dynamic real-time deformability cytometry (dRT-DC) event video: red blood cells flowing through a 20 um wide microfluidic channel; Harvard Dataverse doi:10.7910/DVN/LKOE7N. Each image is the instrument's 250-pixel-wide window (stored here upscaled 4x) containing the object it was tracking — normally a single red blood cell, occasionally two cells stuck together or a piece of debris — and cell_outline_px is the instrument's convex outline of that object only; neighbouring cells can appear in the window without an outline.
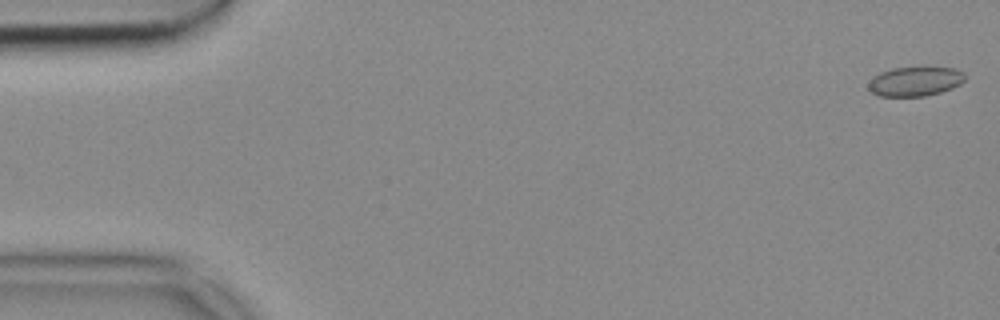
{"species": "common noctule bat (a hibernating species)", "species_latin": "Nyctalus noctula", "temperature_condition": "cold", "stored_images_in_passage": 53, "camera_frame_rate_fps": 3000, "um_per_image_px": 0.085, "animal": {"sex": "female", "body_mass_g": 18.4}, "frame": {"image": 1, "passage_image": 1, "time_ms": 0.0, "image_size_px": [1000, 320], "cell_outline_px": [[964, 80], [960, 84], [952, 88], [940, 92], [924, 96], [880, 96], [872, 92], [868, 88], [868, 84], [872, 76], [880, 72], [892, 68], [920, 64], [956, 68], [964, 72]], "centroid_in_image_um": [77.8, 6.85], "position_along_channel_um": 7.2, "area_um2": 17.34}}
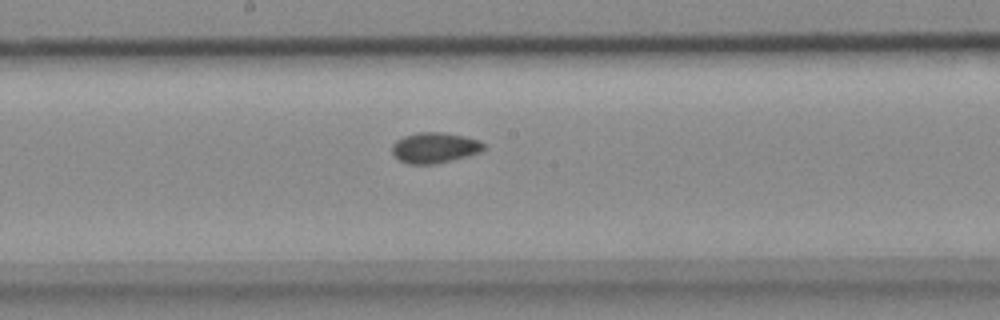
{"frame": {"image": 2, "passage_image": 28, "time_ms": 9.0, "image_size_px": [1000, 320], "cell_outline_px": [[484, 148], [480, 152], [432, 164], [408, 164], [400, 160], [392, 152], [392, 144], [396, 140], [404, 136], [416, 132], [444, 132], [464, 136], [480, 140], [484, 144]], "centroid_in_image_um": [36.92, 12.53], "position_along_channel_um": 211.3, "area_um2": 16.13}}
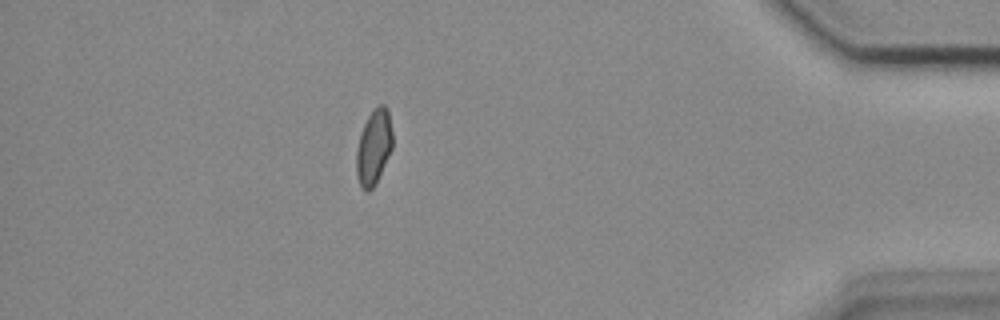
{"frame": {"image": 3, "passage_image": 47, "time_ms": 15.333, "image_size_px": [1000, 320], "cell_outline_px": [[392, 148], [376, 184], [368, 192], [364, 192], [360, 188], [356, 176], [356, 152], [360, 132], [368, 116], [380, 104], [384, 104], [388, 108], [392, 132]], "centroid_in_image_um": [31.75, 12.55], "position_along_channel_um": 403.4, "area_um2": 16.01}}